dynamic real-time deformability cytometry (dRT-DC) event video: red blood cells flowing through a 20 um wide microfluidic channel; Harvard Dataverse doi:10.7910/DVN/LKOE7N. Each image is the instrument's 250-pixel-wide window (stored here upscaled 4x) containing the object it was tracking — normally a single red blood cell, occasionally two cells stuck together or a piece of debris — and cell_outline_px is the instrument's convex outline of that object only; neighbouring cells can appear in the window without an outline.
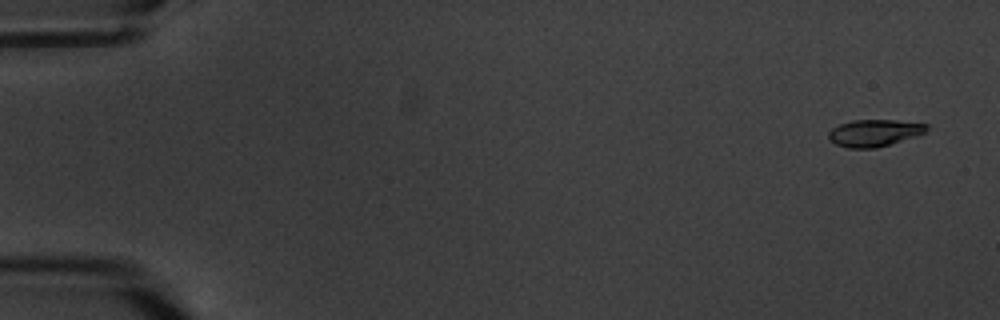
{"species": "common noctule bat (a hibernating species)", "species_latin": "Nyctalus noctula", "temperature_condition": "warm", "stored_images_in_passage": 3, "segment_of_instrument_passage": [2, 2], "camera_frame_rate_fps": 3000, "um_per_image_px": 0.085, "animal": {"sex": "male", "body_mass_g": 20.1, "forearm_length_mm": 53.5}, "frame": {"image": 1, "passage_image": 3, "time_ms": 2.667, "image_size_px": [1000, 320], "cell_outline_px": [[928, 128], [924, 132], [916, 136], [876, 148], [848, 148], [836, 144], [828, 136], [828, 132], [832, 128], [840, 124], [852, 120], [896, 120], [928, 124]], "centroid_in_image_um": [74.31, 11.29], "position_along_channel_um": 10.7, "area_um2": 15.26}}